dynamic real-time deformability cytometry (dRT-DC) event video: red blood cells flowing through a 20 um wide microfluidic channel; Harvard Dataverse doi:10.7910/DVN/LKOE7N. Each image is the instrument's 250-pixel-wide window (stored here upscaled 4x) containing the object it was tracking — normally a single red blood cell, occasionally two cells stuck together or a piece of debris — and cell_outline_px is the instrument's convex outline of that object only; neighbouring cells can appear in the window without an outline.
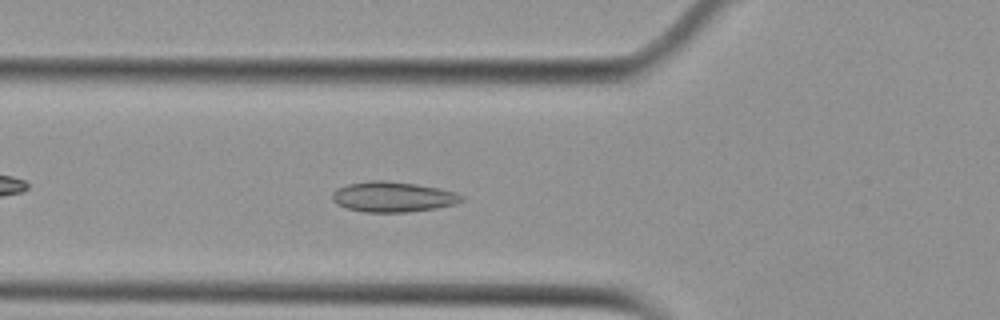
{"species": "Egyptian fruit bat (a non-hibernating species)", "species_latin": "Rousettus aegyptiacus", "temperature_condition": "cold", "stored_images_in_passage": 54, "camera_frame_rate_fps": 3000, "um_per_image_px": 0.085, "animal": {"sex": "female"}, "frame": {"image": 1, "passage_image": 19, "time_ms": 6.0, "image_size_px": [1000, 320], "cell_outline_px": [[460, 200], [452, 204], [432, 208], [400, 212], [368, 212], [348, 208], [340, 204], [332, 196], [340, 188], [352, 184], [412, 184], [436, 188], [452, 192]], "centroid_in_image_um": [33.39, 16.79], "position_along_channel_um": 92.4, "area_um2": 20.29}}
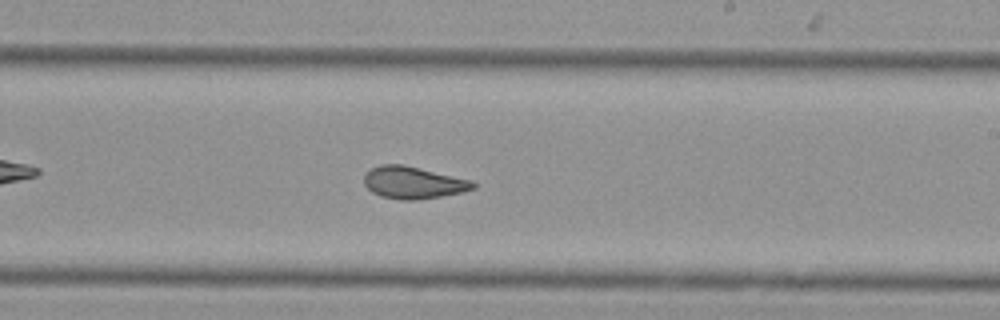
{"frame": {"image": 2, "passage_image": 32, "time_ms": 10.333, "image_size_px": [1000, 320], "cell_outline_px": [[476, 188], [460, 192], [440, 196], [408, 200], [404, 200], [384, 196], [372, 192], [364, 184], [364, 176], [372, 168], [384, 164], [400, 164], [468, 180], [476, 184]], "centroid_in_image_um": [35.08, 15.52], "position_along_channel_um": 253.9, "area_um2": 19.54}}
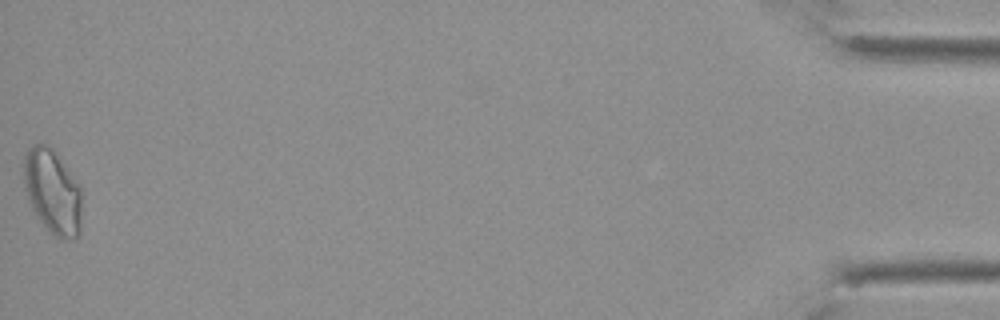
{"frame": {"image": 3, "passage_image": 54, "time_ms": 17.667, "image_size_px": [1000, 320], "cell_outline_px": [[80, 232], [76, 236], [56, 236], [44, 224], [36, 212], [32, 204], [28, 192], [24, 176], [24, 156], [36, 144], [40, 144], [48, 148], [52, 152], [80, 188]], "centroid_in_image_um": [4.47, 16.31], "position_along_channel_um": 430.7, "area_um2": 26.13}, "authors_computed_cell_mechanics": {"area_um2": 20.2589, "velocity_mm_per_s": 3.7293, "shape_relaxation_time_tau1_ms": null, "shape_relaxation_time_tau2_ms": 1.6143, "deformation_change_tau1": null, "deformation_change_tau2": 0.0675}}